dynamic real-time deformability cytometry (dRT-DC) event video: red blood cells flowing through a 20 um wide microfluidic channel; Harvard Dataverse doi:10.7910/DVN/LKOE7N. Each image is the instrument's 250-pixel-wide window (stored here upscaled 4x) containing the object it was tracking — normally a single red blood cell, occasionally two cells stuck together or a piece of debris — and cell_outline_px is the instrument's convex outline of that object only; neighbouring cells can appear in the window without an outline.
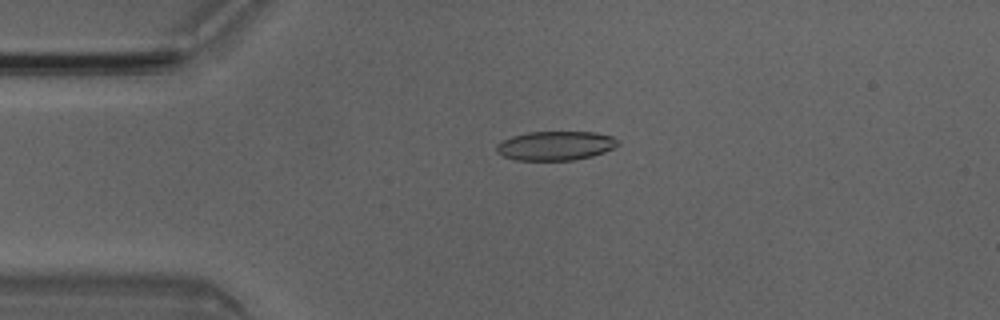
{"species": "Egyptian fruit bat (a non-hibernating species)", "species_latin": "Rousettus aegyptiacus", "temperature_condition": "room temperature", "stored_images_in_passage": 3, "camera_frame_rate_fps": 3000, "um_per_image_px": 0.085, "animal": {"sex": "male"}, "frame": {"image": 1, "passage_image": 2, "time_ms": 0.333, "image_size_px": [1000, 320], "cell_outline_px": [[620, 144], [604, 152], [592, 156], [572, 160], [516, 160], [504, 156], [496, 152], [496, 144], [500, 140], [512, 136], [528, 132], [596, 132], [612, 136]], "centroid_in_image_um": [47.18, 12.38], "position_along_channel_um": 37.8, "area_um2": 20.63}}